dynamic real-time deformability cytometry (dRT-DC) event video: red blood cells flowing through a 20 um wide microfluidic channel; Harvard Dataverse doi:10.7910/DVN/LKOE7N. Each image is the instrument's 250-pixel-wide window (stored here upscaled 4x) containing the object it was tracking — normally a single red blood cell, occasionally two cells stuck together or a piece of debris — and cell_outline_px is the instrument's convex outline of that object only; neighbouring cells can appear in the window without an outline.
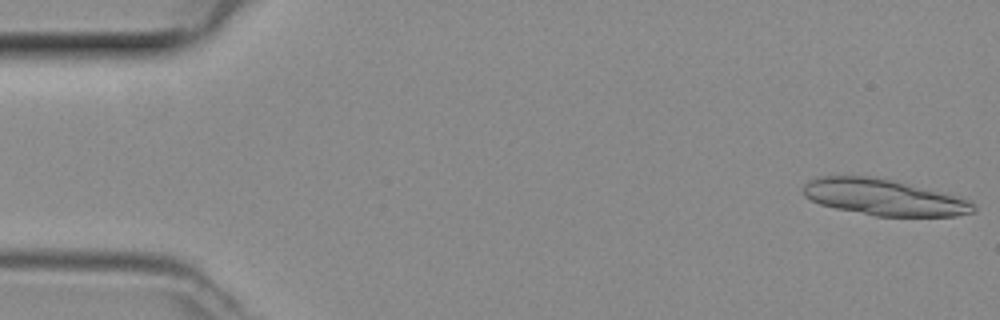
{"species": "common noctule bat (a hibernating species)", "species_latin": "Nyctalus noctula", "temperature_condition": "room temperature", "stored_images_in_passage": 5, "camera_frame_rate_fps": 3000, "um_per_image_px": 0.085, "animal": {"sex": "female", "body_mass_g": 29.2, "forearm_length_mm": 56.3}, "frame": {"image": 1, "passage_image": 1, "time_ms": 0.0, "image_size_px": [1000, 320], "cell_outline_px": [[976, 212], [956, 216], [876, 216], [836, 208], [820, 204], [804, 196], [804, 184], [808, 180], [816, 176], [868, 176], [888, 180], [968, 200], [976, 208]], "centroid_in_image_um": [75.04, 16.78], "position_along_channel_um": 10.0, "area_um2": 34.97}}